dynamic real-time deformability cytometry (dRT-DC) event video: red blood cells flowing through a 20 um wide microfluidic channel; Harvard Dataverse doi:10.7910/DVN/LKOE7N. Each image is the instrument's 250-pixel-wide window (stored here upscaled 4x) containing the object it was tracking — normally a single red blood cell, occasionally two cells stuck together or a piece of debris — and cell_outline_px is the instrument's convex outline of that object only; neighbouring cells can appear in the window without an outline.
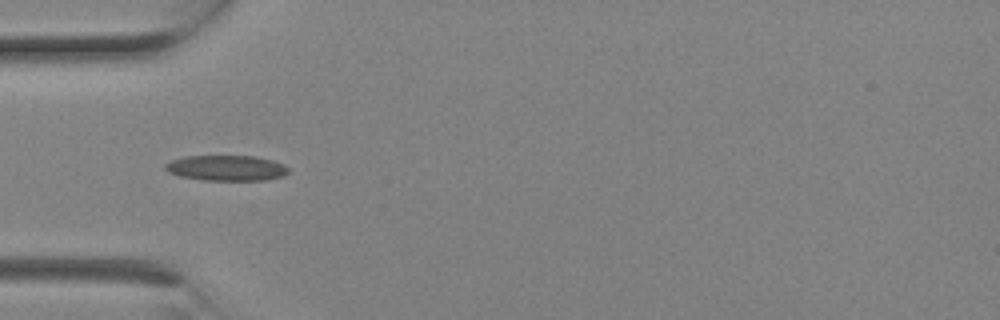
{"species": "Egyptian fruit bat (a non-hibernating species)", "species_latin": "Rousettus aegyptiacus", "temperature_condition": "room temperature", "stored_images_in_passage": 2, "camera_frame_rate_fps": 3000, "um_per_image_px": 0.085, "animal": {"sex": "female"}, "frame": {"image": 1, "passage_image": 2, "time_ms": 0.333, "image_size_px": [1000, 320], "cell_outline_px": [[288, 172], [284, 176], [264, 180], [204, 180], [180, 176], [168, 172], [164, 168], [164, 164], [172, 160], [184, 156], [256, 156], [272, 160], [284, 164], [288, 168]], "centroid_in_image_um": [19.24, 14.28], "position_along_channel_um": 65.8, "area_um2": 18.32}}